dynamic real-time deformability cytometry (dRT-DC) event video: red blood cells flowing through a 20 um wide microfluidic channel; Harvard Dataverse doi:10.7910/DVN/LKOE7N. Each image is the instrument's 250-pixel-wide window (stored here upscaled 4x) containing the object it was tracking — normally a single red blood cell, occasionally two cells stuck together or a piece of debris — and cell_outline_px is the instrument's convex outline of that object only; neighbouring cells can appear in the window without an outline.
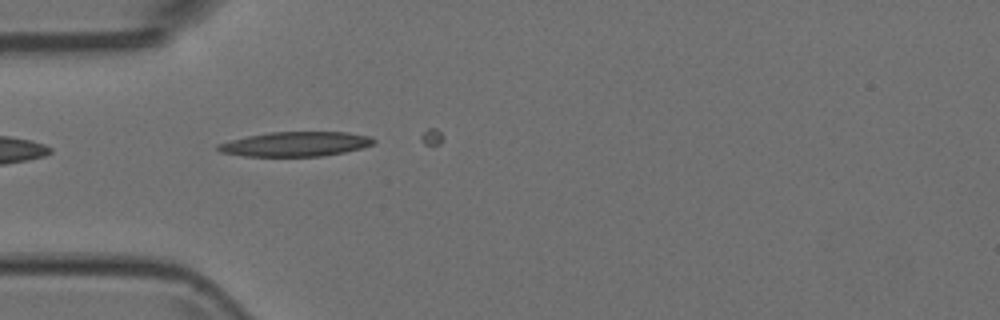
{"species": "Egyptian fruit bat (a non-hibernating species)", "species_latin": "Rousettus aegyptiacus", "temperature_condition": "room temperature", "stored_images_in_passage": 3, "camera_frame_rate_fps": 3000, "um_per_image_px": 0.085, "animal": {"sex": "female"}, "frame": {"image": 1, "passage_image": 2, "time_ms": 0.333, "image_size_px": [1000, 320], "cell_outline_px": [[376, 140], [372, 144], [364, 148], [344, 152], [320, 156], [244, 156], [220, 152], [216, 148], [216, 144], [248, 136], [268, 132], [348, 132], [372, 136]], "centroid_in_image_um": [25.15, 12.24], "position_along_channel_um": 59.9, "area_um2": 22.37}}